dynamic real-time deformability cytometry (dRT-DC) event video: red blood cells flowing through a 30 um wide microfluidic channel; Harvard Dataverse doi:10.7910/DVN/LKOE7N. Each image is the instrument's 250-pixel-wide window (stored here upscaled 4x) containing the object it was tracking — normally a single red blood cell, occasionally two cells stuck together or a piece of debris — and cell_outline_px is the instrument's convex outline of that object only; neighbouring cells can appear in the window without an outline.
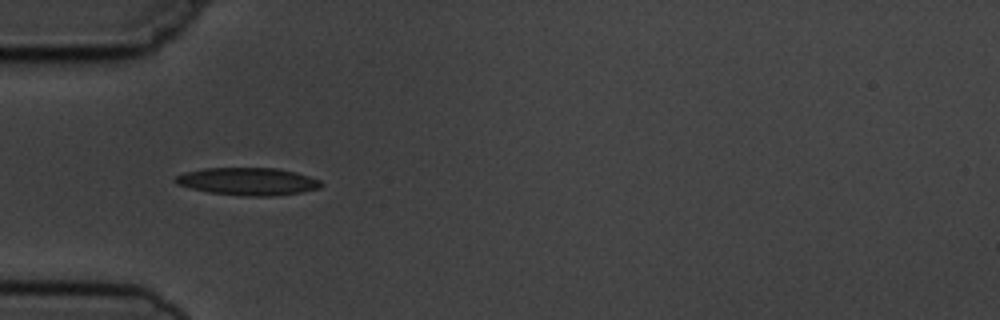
{"species": "common noctule bat (a hibernating species)", "species_latin": "Nyctalus noctula", "temperature_condition": "cold", "stored_images_in_passage": 3, "camera_frame_rate_fps": 3000, "um_per_image_px": 0.085, "animal": {"sex": "male", "body_mass_g": 19.5, "forearm_length_mm": 54.6}, "frame": {"image": 1, "passage_image": 1, "time_ms": 0.0, "image_size_px": [1000, 320], "cell_outline_px": [[324, 184], [320, 188], [300, 192], [272, 196], [248, 196], [208, 192], [176, 184], [172, 180], [176, 176], [184, 172], [204, 168], [276, 168], [296, 172], [320, 180]], "centroid_in_image_um": [21.06, 15.41], "position_along_channel_um": 63.9, "area_um2": 23.35}}
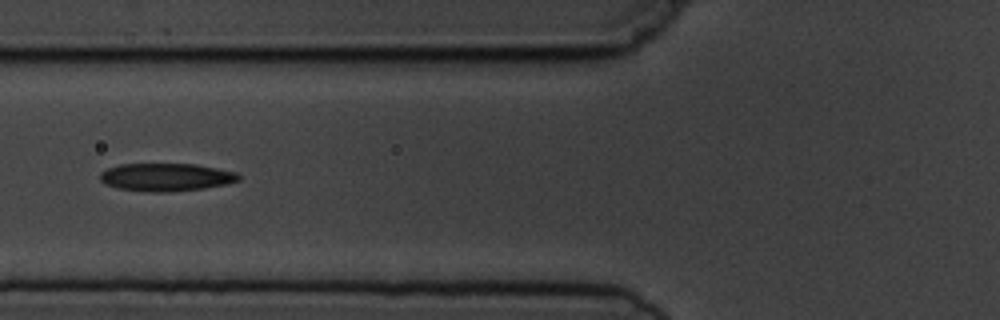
{"frame": {"image": 2, "passage_image": 2, "time_ms": 1.333, "image_size_px": [1000, 320], "cell_outline_px": [[240, 180], [224, 184], [204, 188], [168, 192], [148, 192], [120, 188], [104, 184], [100, 180], [100, 172], [108, 168], [120, 164], [196, 164], [236, 172], [240, 176]], "centroid_in_image_um": [14.1, 15.05], "position_along_channel_um": 111.7, "area_um2": 22.43}}
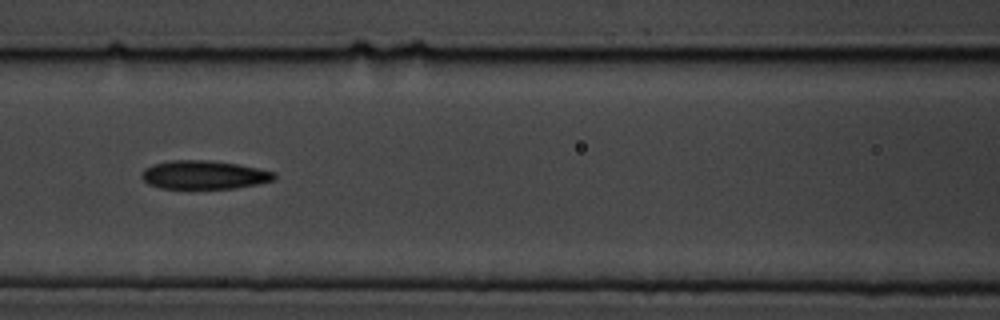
{"frame": {"image": 3, "passage_image": 3, "time_ms": 2.333, "image_size_px": [1000, 320], "cell_outline_px": [[276, 176], [272, 180], [256, 184], [236, 188], [160, 188], [148, 184], [140, 176], [144, 168], [152, 164], [168, 160], [204, 160], [236, 164], [276, 172]], "centroid_in_image_um": [17.28, 14.86], "position_along_channel_um": 149.3, "area_um2": 21.91}}